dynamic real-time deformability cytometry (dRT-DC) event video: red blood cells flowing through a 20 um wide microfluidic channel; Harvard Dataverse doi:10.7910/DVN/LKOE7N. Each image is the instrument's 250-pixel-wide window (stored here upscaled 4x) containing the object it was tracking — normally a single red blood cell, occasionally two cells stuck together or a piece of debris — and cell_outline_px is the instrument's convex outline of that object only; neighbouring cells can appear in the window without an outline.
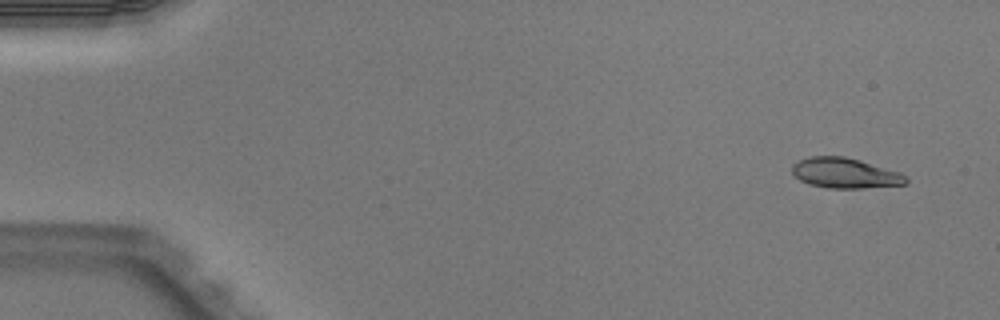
{"species": "Egyptian fruit bat (a non-hibernating species)", "species_latin": "Rousettus aegyptiacus", "temperature_condition": "warm", "stored_images_in_passage": 5, "camera_frame_rate_fps": 3000, "um_per_image_px": 0.085, "animal": {"sex": "male"}, "frame": {"image": 1, "passage_image": 1, "time_ms": 0.0, "image_size_px": [1000, 320], "cell_outline_px": [[908, 184], [864, 188], [828, 188], [808, 184], [800, 180], [792, 172], [792, 164], [808, 156], [844, 156], [860, 160], [900, 172], [908, 176]], "centroid_in_image_um": [71.85, 14.71], "position_along_channel_um": 13.1, "area_um2": 20.23}}
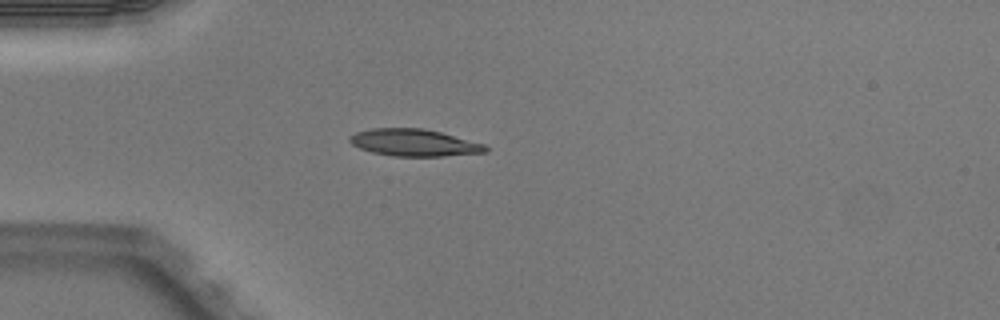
{"frame": {"image": 2, "passage_image": 4, "time_ms": 1.0, "image_size_px": [1000, 320], "cell_outline_px": [[488, 152], [444, 156], [392, 156], [372, 152], [360, 148], [352, 144], [348, 140], [348, 136], [356, 132], [372, 128], [424, 128], [440, 132], [484, 144], [488, 148]], "centroid_in_image_um": [35.17, 12.12], "position_along_channel_um": 49.8, "area_um2": 21.39}}